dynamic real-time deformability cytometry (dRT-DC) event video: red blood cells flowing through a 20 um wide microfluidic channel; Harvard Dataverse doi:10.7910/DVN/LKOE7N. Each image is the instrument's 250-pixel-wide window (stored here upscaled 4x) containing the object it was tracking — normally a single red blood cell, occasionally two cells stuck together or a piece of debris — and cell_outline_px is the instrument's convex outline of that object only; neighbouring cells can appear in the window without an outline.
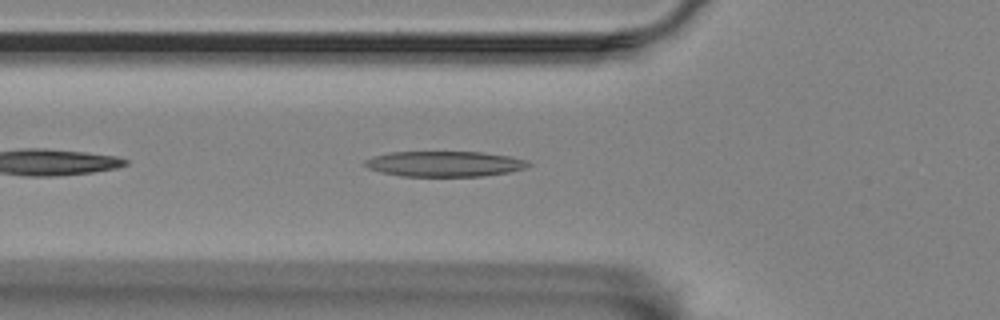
{"species": "Egyptian fruit bat (a non-hibernating species)", "species_latin": "Rousettus aegyptiacus", "temperature_condition": "room temperature", "stored_images_in_passage": 38, "camera_frame_rate_fps": 3000, "um_per_image_px": 0.085, "animal": {"sex": "female"}, "frame": {"image": 1, "passage_image": 5, "time_ms": 1.333, "image_size_px": [1000, 320], "cell_outline_px": [[532, 164], [524, 168], [508, 172], [484, 176], [400, 176], [380, 172], [368, 168], [364, 164], [364, 160], [372, 156], [392, 152], [480, 152], [508, 156], [528, 160]], "centroid_in_image_um": [37.76, 13.93], "position_along_channel_um": 88.0, "area_um2": 24.22}}
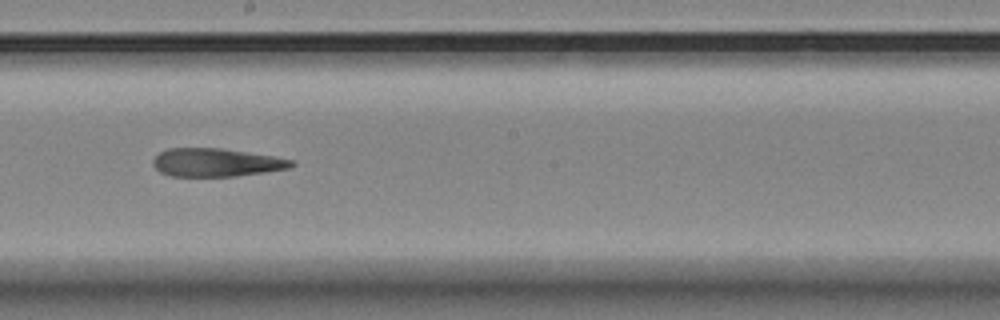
{"frame": {"image": 2, "passage_image": 17, "time_ms": 5.333, "image_size_px": [1000, 320], "cell_outline_px": [[296, 164], [288, 168], [264, 172], [236, 176], [172, 176], [160, 172], [152, 164], [152, 160], [160, 152], [168, 148], [220, 148], [272, 156], [292, 160]], "centroid_in_image_um": [18.34, 13.81], "position_along_channel_um": 229.9, "area_um2": 22.54}}
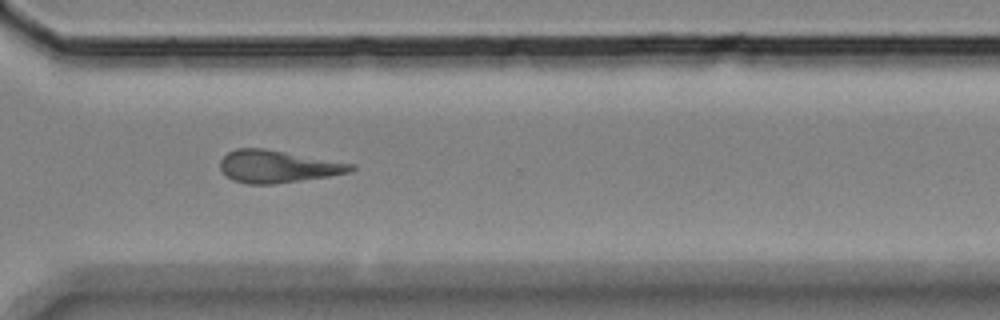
{"frame": {"image": 3, "passage_image": 27, "time_ms": 8.667, "image_size_px": [1000, 320], "cell_outline_px": [[356, 168], [348, 172], [328, 176], [272, 184], [248, 184], [232, 180], [220, 168], [220, 160], [228, 152], [236, 148], [264, 148], [356, 164]], "centroid_in_image_um": [23.59, 14.14], "position_along_channel_um": 347.0, "area_um2": 24.51}, "authors_computed_cell_mechanics": {"area_um2": 23.8136, "velocity_mm_per_s": 3.5223, "shape_relaxation_time_tau1_ms": null, "shape_relaxation_time_tau2_ms": 10.6689, "deformation_change_tau1": null, "deformation_change_tau2": 0.2978}}